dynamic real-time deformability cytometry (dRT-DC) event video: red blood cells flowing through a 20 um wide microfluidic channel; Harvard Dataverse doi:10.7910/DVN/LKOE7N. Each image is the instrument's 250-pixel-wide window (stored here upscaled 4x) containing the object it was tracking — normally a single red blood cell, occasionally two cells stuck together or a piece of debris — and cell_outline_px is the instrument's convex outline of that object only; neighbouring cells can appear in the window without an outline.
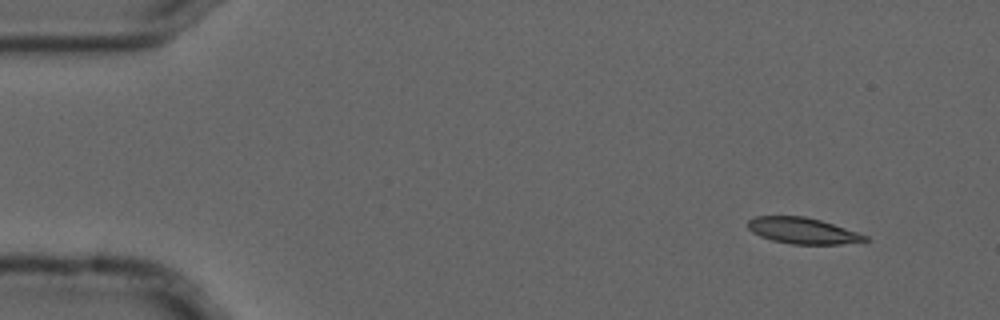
{"species": "common noctule bat (a hibernating species)", "species_latin": "Nyctalus noctula", "temperature_condition": "cold", "stored_images_in_passage": 4, "camera_frame_rate_fps": 3000, "um_per_image_px": 0.085, "animal": {"sex": "male", "forearm_length_mm": 52.5}, "frame": {"image": 1, "passage_image": 1, "time_ms": 0.0, "image_size_px": [1000, 320], "cell_outline_px": [[868, 240], [840, 244], [792, 244], [772, 240], [760, 236], [752, 232], [748, 228], [748, 220], [756, 216], [804, 216], [820, 220], [868, 236]], "centroid_in_image_um": [68.18, 19.61], "position_along_channel_um": 16.8, "area_um2": 17.57}}
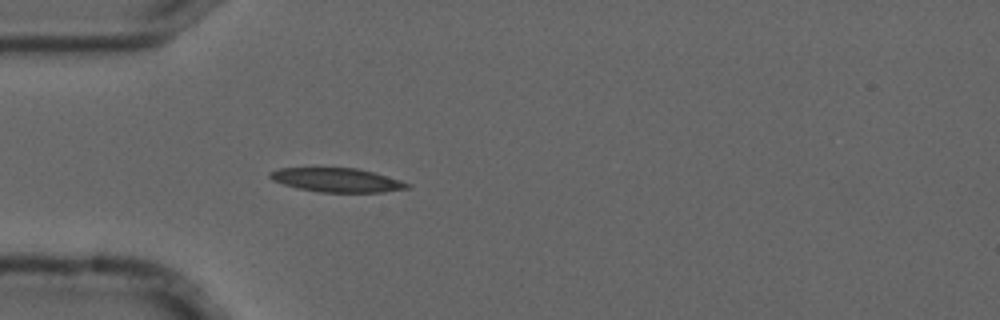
{"frame": {"image": 2, "passage_image": 4, "time_ms": 1.0, "image_size_px": [1000, 320], "cell_outline_px": [[412, 184], [408, 188], [384, 192], [320, 192], [300, 188], [284, 184], [272, 180], [268, 176], [268, 172], [280, 168], [356, 168], [372, 172], [400, 180]], "centroid_in_image_um": [28.63, 15.3], "position_along_channel_um": 56.4, "area_um2": 18.96}}